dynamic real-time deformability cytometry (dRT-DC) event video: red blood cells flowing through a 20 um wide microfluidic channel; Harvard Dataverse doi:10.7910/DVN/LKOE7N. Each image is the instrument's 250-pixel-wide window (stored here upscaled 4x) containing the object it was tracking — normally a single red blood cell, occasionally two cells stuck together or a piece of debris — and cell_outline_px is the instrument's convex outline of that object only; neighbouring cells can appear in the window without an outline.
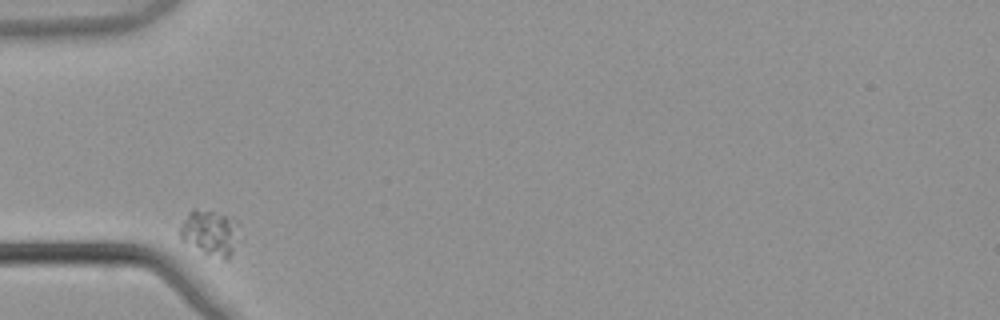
{"species": "common noctule bat (a hibernating species)", "species_latin": "Nyctalus noctula", "temperature_condition": "warm", "stored_images_in_passage": 31, "camera_frame_rate_fps": 3000, "um_per_image_px": 0.085, "animal": {"sex": "male", "body_mass_g": 21.5, "forearm_length_mm": 52.0}, "frame": {"image": 1, "passage_image": 1, "time_ms": 0.0, "image_size_px": [1000, 320], "cell_outline_px": [[244, 236], [232, 252], [224, 260], [204, 252], [180, 240], [180, 228], [188, 212], [192, 208], [212, 212], [236, 220], [240, 224]], "centroid_in_image_um": [17.95, 19.79], "position_along_channel_um": 67.1, "area_um2": 15.95}}
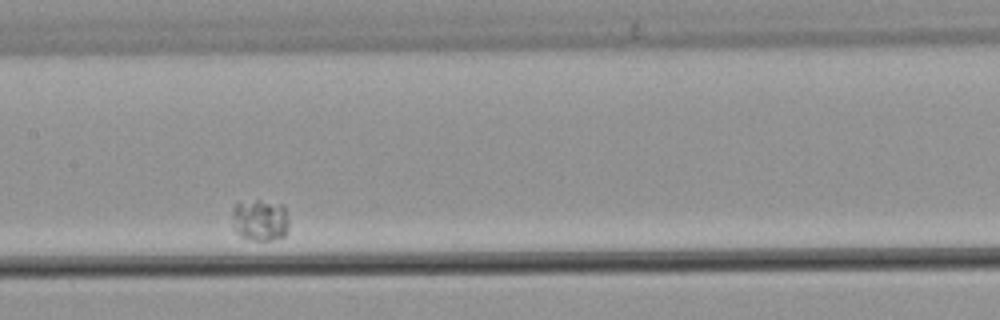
{"frame": {"image": 2, "passage_image": 13, "time_ms": 4.0, "image_size_px": [1000, 320], "cell_outline_px": [[288, 224], [284, 236], [272, 240], [252, 240], [240, 236], [232, 228], [232, 208], [236, 204], [256, 200], [284, 204], [288, 212]], "centroid_in_image_um": [22.1, 18.71], "position_along_channel_um": 185.3, "area_um2": 13.99}}
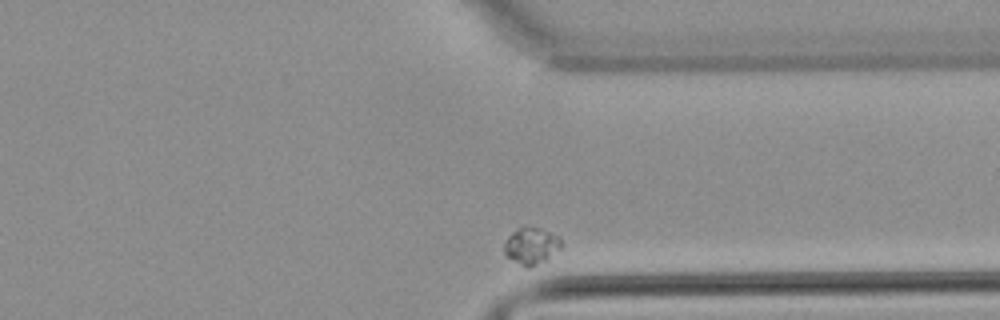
{"frame": {"image": 3, "passage_image": 30, "time_ms": 9.667, "image_size_px": [1000, 320], "cell_outline_px": [[564, 244], [560, 248], [544, 260], [528, 268], [524, 268], [508, 256], [504, 252], [504, 244], [508, 236], [516, 228], [540, 228], [560, 236]], "centroid_in_image_um": [45.17, 20.89], "position_along_channel_um": 366.2, "area_um2": 12.02}}